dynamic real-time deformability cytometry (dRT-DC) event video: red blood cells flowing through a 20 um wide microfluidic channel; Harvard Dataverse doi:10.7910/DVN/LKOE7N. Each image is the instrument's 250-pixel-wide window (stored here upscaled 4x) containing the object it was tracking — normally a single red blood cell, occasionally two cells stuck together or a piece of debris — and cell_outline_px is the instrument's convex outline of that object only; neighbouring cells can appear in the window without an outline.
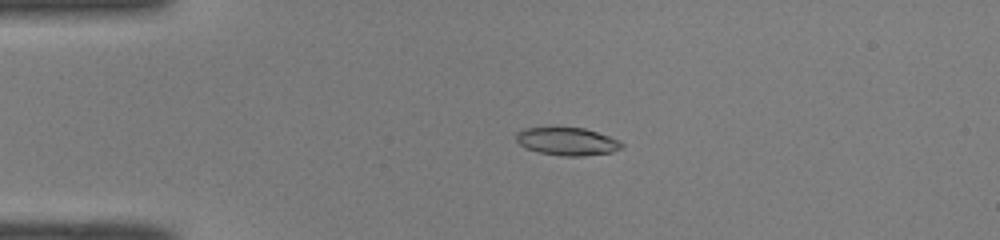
{"species": "common noctule bat (a hibernating species)", "species_latin": "Nyctalus noctula", "temperature_condition": "room temperature", "stored_images_in_passage": 36, "camera_frame_rate_fps": 3000, "um_per_image_px": 0.085, "animal": {"sex": "male", "body_mass_g": 19.0, "forearm_length_mm": 50.8}, "frame": {"image": 1, "passage_image": 4, "time_ms": 1.0, "image_size_px": [1000, 240], "cell_outline_px": [[624, 148], [612, 152], [580, 156], [564, 156], [540, 152], [528, 148], [520, 144], [516, 140], [516, 132], [524, 128], [584, 128], [608, 136], [624, 144]], "centroid_in_image_um": [48.22, 12.02], "position_along_channel_um": 36.8, "area_um2": 16.82}}
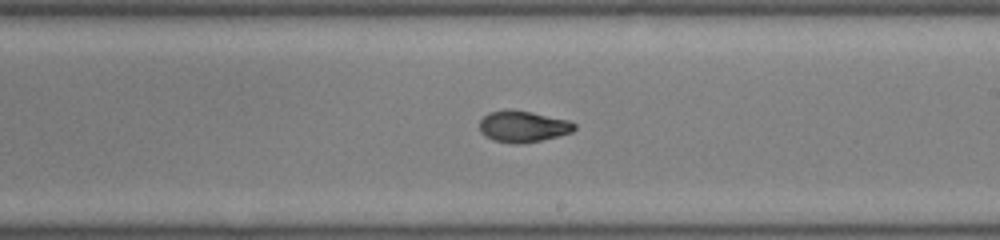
{"frame": {"image": 2, "passage_image": 22, "time_ms": 7.0, "image_size_px": [1000, 240], "cell_outline_px": [[576, 128], [572, 132], [540, 140], [520, 144], [516, 144], [492, 140], [484, 136], [480, 132], [480, 120], [488, 112], [532, 112], [568, 120], [576, 124]], "centroid_in_image_um": [44.46, 10.78], "position_along_channel_um": 244.5, "area_um2": 16.82}}
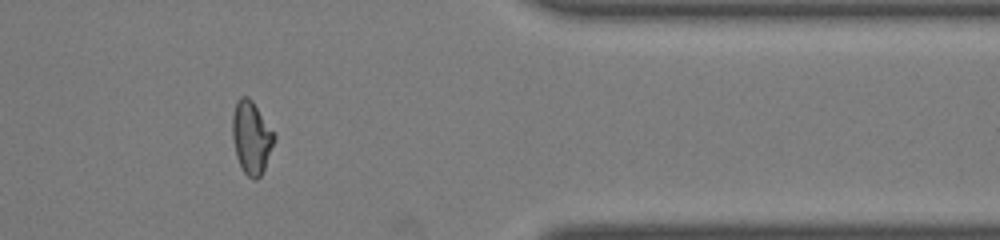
{"frame": {"image": 3, "passage_image": 34, "time_ms": 11.0, "image_size_px": [1000, 240], "cell_outline_px": [[276, 140], [264, 168], [260, 176], [256, 180], [252, 180], [244, 172], [236, 156], [232, 136], [232, 116], [236, 100], [240, 96], [248, 96], [252, 100], [276, 132]], "centroid_in_image_um": [21.39, 11.65], "position_along_channel_um": 390.0, "area_um2": 18.09}, "authors_computed_cell_mechanics": {"area_um2": 17.3978, "velocity_mm_per_s": 4.0956, "shape_relaxation_time_tau1_ms": 5.479, "shape_relaxation_time_tau2_ms": 1.5991, "deformation_change_tau1": 0.2153, "deformation_change_tau2": 0.0674}}